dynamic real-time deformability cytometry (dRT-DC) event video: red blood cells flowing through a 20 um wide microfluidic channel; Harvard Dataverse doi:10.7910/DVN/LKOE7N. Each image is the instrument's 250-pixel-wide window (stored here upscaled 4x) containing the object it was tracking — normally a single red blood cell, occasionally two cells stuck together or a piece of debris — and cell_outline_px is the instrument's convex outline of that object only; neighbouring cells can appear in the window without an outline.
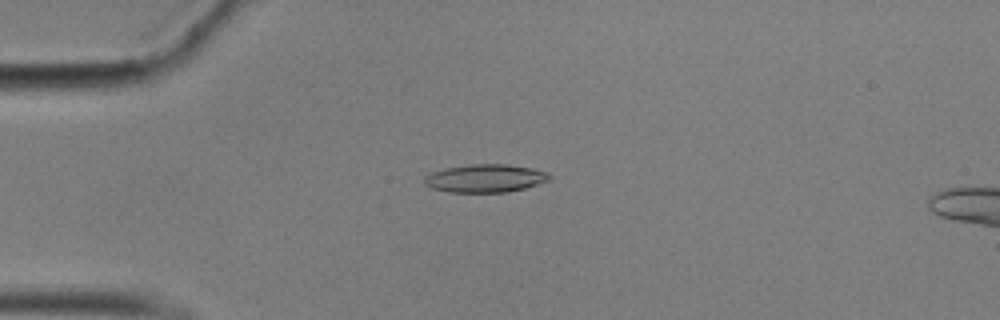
{"species": "common noctule bat (a hibernating species)", "species_latin": "Nyctalus noctula", "temperature_condition": "cold", "stored_images_in_passage": 58, "camera_frame_rate_fps": 3000, "um_per_image_px": 0.085, "animal": {"sex": "male", "body_mass_g": 17.9}, "frame": {"image": 1, "passage_image": 15, "time_ms": 4.667, "image_size_px": [1000, 320], "cell_outline_px": [[552, 180], [524, 188], [508, 192], [448, 192], [432, 188], [424, 184], [424, 176], [432, 172], [448, 168], [472, 164], [508, 164], [532, 168], [544, 172], [552, 176]], "centroid_in_image_um": [41.26, 15.16], "position_along_channel_um": 43.7, "area_um2": 20.4}}
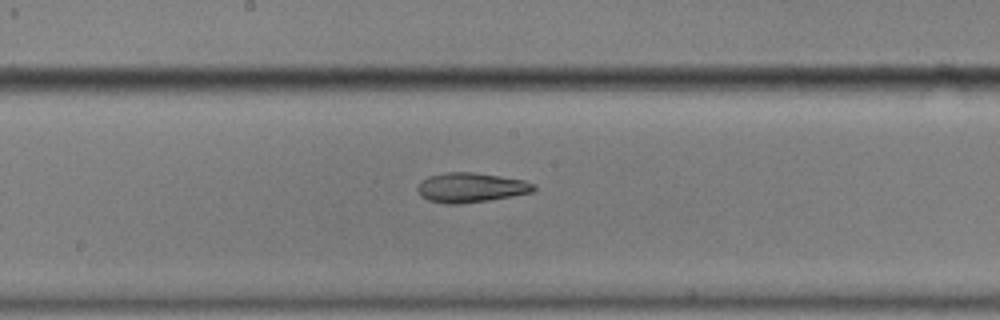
{"frame": {"image": 2, "passage_image": 31, "time_ms": 10.0, "image_size_px": [1000, 320], "cell_outline_px": [[536, 188], [532, 192], [512, 196], [488, 200], [460, 204], [444, 204], [428, 200], [420, 196], [416, 188], [420, 180], [428, 176], [444, 172], [472, 172], [500, 176], [524, 180], [536, 184]], "centroid_in_image_um": [39.98, 15.94], "position_along_channel_um": 208.2, "area_um2": 20.29}}
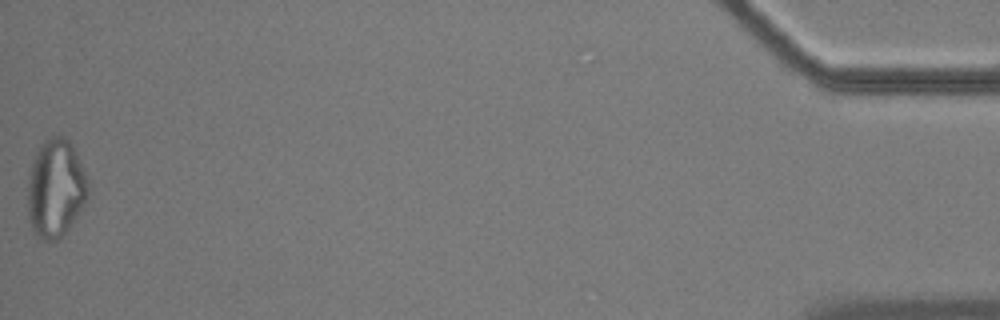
{"frame": {"image": 3, "passage_image": 58, "time_ms": 19.0, "image_size_px": [1000, 320], "cell_outline_px": [[88, 196], [84, 204], [68, 228], [56, 240], [48, 244], [36, 236], [32, 228], [28, 216], [28, 180], [32, 164], [36, 152], [44, 140], [52, 136], [64, 136], [72, 144], [88, 180]], "centroid_in_image_um": [4.72, 16.03], "position_along_channel_um": 430.5, "area_um2": 34.39}, "authors_computed_cell_mechanics": {"area_um2": 20.4034, "velocity_mm_per_s": 3.4986, "shape_relaxation_time_tau1_ms": null, "shape_relaxation_time_tau2_ms": 4.2154, "deformation_change_tau1": null, "deformation_change_tau2": 0.1269}}